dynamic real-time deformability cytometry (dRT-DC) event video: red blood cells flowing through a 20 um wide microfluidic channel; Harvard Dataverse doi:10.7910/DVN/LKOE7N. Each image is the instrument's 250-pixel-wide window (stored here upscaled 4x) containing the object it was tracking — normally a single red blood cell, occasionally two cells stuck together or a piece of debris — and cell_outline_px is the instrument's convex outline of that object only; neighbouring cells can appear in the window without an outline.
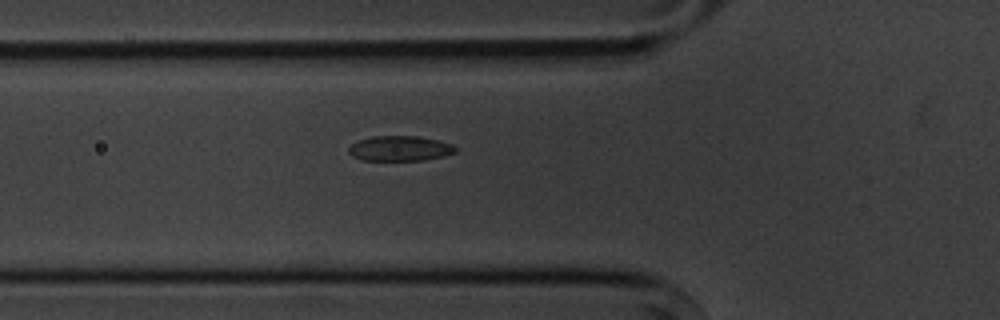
{"species": "common noctule bat (a hibernating species)", "species_latin": "Nyctalus noctula", "temperature_condition": "cold", "stored_images_in_passage": 4, "camera_frame_rate_fps": 3000, "um_per_image_px": 0.085, "animal": {"sex": "male", "body_mass_g": 20.1, "forearm_length_mm": 53.5}, "frame": {"image": 1, "passage_image": 4, "time_ms": 3.667, "image_size_px": [1000, 320], "cell_outline_px": [[456, 152], [444, 156], [424, 160], [364, 160], [352, 156], [348, 152], [348, 148], [352, 144], [360, 140], [372, 136], [416, 136], [436, 140], [452, 144], [456, 148]], "centroid_in_image_um": [33.99, 12.62], "position_along_channel_um": 91.8, "area_um2": 15.49}}